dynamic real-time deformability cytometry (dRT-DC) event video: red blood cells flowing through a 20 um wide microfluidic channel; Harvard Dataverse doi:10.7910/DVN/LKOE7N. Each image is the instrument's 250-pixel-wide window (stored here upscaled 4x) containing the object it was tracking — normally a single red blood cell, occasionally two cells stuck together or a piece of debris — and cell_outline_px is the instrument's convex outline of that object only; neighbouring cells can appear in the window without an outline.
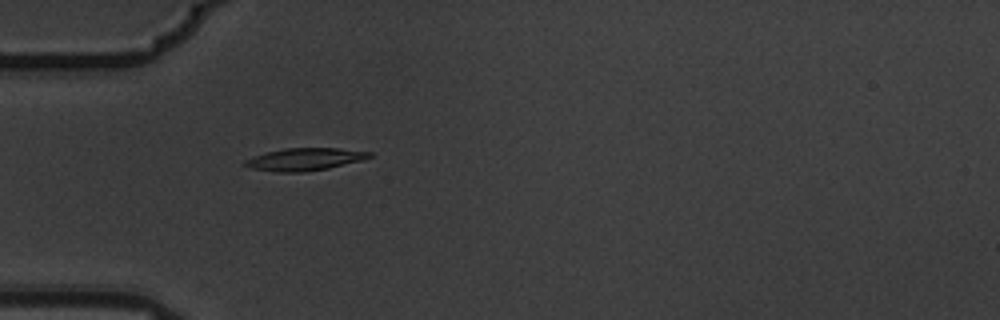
{"species": "common noctule bat (a hibernating species)", "species_latin": "Nyctalus noctula", "temperature_condition": "warm", "stored_images_in_passage": 1, "camera_frame_rate_fps": 3000, "um_per_image_px": 0.085, "animal": {"sex": "male", "body_mass_g": 19.5, "forearm_length_mm": 54.6}, "frame": {"image": 1, "passage_image": 1, "time_ms": 0.0, "image_size_px": [1000, 320], "cell_outline_px": [[372, 156], [360, 160], [328, 168], [304, 172], [276, 172], [252, 168], [240, 164], [244, 160], [252, 156], [284, 148], [336, 148], [372, 152]], "centroid_in_image_um": [25.83, 13.54], "position_along_channel_um": 59.2, "area_um2": 16.18}}